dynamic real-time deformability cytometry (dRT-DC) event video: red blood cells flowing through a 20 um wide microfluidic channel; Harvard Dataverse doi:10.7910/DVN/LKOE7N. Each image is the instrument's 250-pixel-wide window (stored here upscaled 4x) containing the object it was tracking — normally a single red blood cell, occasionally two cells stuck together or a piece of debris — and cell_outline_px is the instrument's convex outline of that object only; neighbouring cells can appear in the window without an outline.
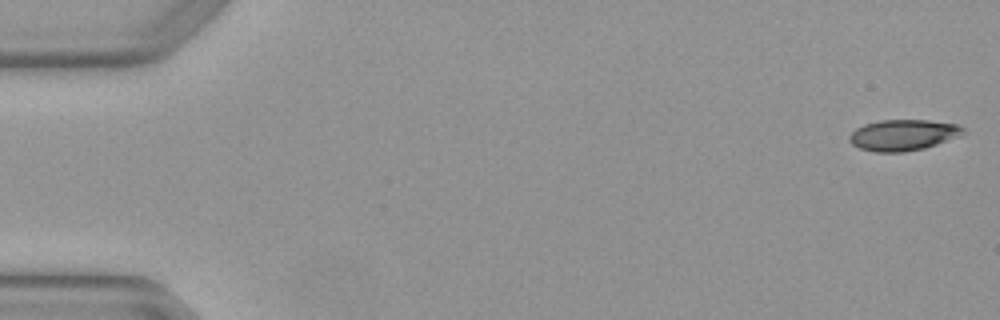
{"species": "Egyptian fruit bat (a non-hibernating species)", "species_latin": "Rousettus aegyptiacus", "temperature_condition": "warm", "stored_images_in_passage": 5, "segment_of_instrument_passage": [1, 2], "camera_frame_rate_fps": 3000, "um_per_image_px": 0.085, "animal": {"sex": "female"}, "frame": {"image": 1, "passage_image": 1, "time_ms": 0.0, "image_size_px": [1000, 320], "cell_outline_px": [[968, 132], [936, 144], [924, 148], [904, 152], [872, 152], [860, 148], [852, 144], [848, 140], [848, 136], [856, 128], [864, 124], [880, 120], [928, 120], [960, 124]], "centroid_in_image_um": [76.76, 11.47], "position_along_channel_um": 8.2, "area_um2": 20.69}}
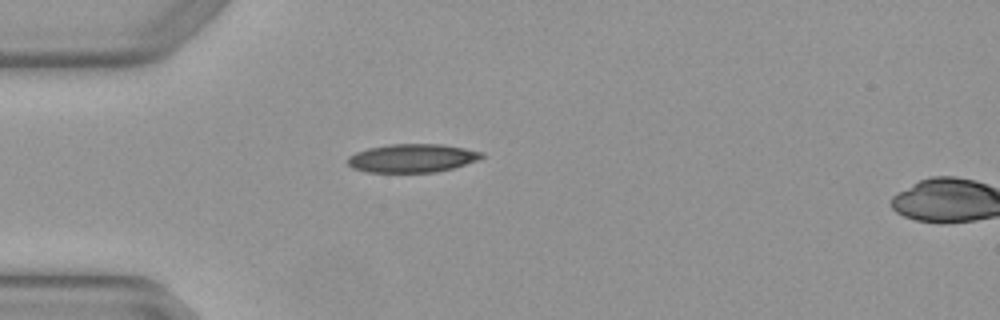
{"frame": {"image": 2, "passage_image": 4, "time_ms": 1.0, "image_size_px": [1000, 320], "cell_outline_px": [[484, 156], [476, 160], [452, 168], [436, 172], [364, 172], [352, 168], [348, 164], [348, 156], [356, 152], [368, 148], [392, 144], [440, 144], [464, 148], [484, 152]], "centroid_in_image_um": [35.01, 13.44], "position_along_channel_um": 50.0, "area_um2": 22.08}}